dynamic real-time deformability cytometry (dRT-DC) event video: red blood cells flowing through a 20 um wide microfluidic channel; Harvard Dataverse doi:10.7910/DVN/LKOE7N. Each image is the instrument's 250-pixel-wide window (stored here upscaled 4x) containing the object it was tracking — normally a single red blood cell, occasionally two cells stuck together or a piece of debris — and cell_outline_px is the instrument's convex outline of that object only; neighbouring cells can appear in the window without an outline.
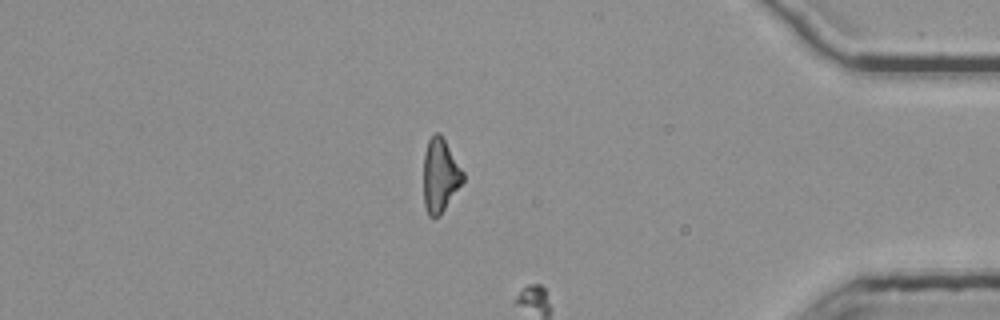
{"species": "common noctule bat (a hibernating species)", "species_latin": "Nyctalus noctula", "temperature_condition": "room temperature", "stored_images_in_passage": 45, "camera_frame_rate_fps": 3000, "um_per_image_px": 0.085, "animal": {"sex": "female", "body_mass_g": 25.1}, "frame": {"image": 1, "passage_image": 38, "time_ms": 12.333, "image_size_px": [1000, 320], "cell_outline_px": [[464, 180], [440, 216], [428, 216], [424, 204], [424, 152], [428, 140], [436, 132], [440, 132], [464, 172]], "centroid_in_image_um": [37.41, 14.9], "position_along_channel_um": 397.8, "area_um2": 16.88}}